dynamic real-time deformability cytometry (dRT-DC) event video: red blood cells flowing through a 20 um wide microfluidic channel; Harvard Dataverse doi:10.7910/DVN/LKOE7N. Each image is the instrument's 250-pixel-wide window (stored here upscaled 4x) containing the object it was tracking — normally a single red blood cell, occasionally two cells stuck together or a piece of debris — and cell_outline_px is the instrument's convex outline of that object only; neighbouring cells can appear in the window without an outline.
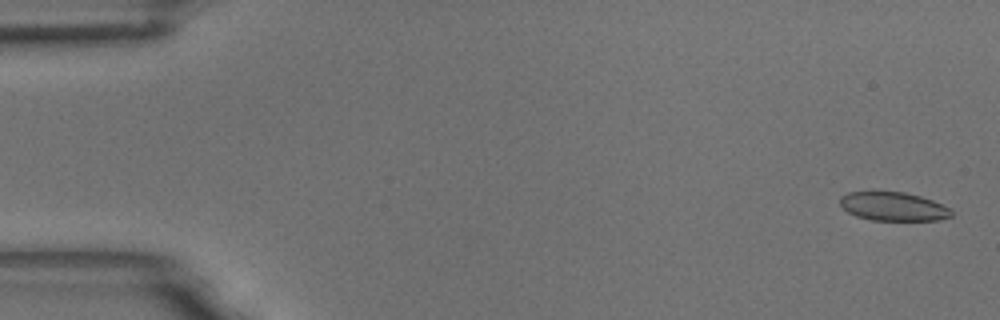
{"species": "common noctule bat (a hibernating species)", "species_latin": "Nyctalus noctula", "temperature_condition": "room temperature", "stored_images_in_passage": 14, "camera_frame_rate_fps": 3000, "um_per_image_px": 0.085, "animal": {"sex": "male", "body_mass_g": 18.8}, "frame": {"image": 1, "passage_image": 2, "time_ms": 0.333, "image_size_px": [1000, 320], "cell_outline_px": [[952, 216], [940, 220], [872, 220], [856, 216], [848, 212], [840, 204], [840, 196], [848, 192], [872, 188], [904, 192], [920, 196], [932, 200], [952, 208]], "centroid_in_image_um": [75.89, 17.5], "position_along_channel_um": 9.1, "area_um2": 19.42}}
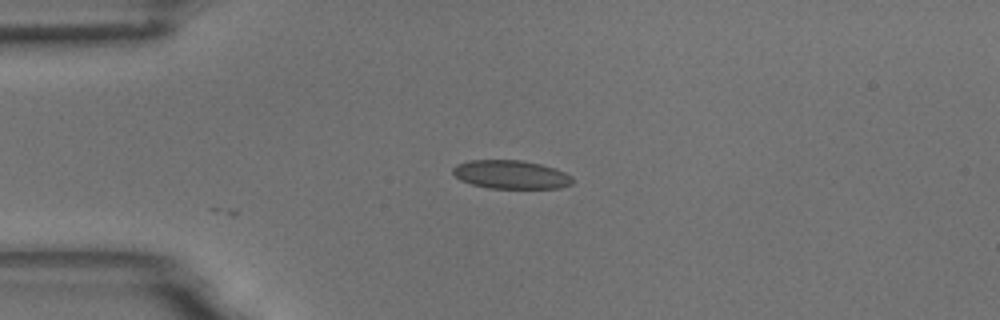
{"frame": {"image": 2, "passage_image": 14, "time_ms": 4.333, "image_size_px": [1000, 320], "cell_outline_px": [[572, 184], [560, 188], [488, 188], [472, 184], [460, 180], [452, 172], [452, 168], [456, 164], [468, 160], [524, 160], [556, 168], [572, 176]], "centroid_in_image_um": [43.42, 14.83], "position_along_channel_um": 41.6, "area_um2": 20.0}}